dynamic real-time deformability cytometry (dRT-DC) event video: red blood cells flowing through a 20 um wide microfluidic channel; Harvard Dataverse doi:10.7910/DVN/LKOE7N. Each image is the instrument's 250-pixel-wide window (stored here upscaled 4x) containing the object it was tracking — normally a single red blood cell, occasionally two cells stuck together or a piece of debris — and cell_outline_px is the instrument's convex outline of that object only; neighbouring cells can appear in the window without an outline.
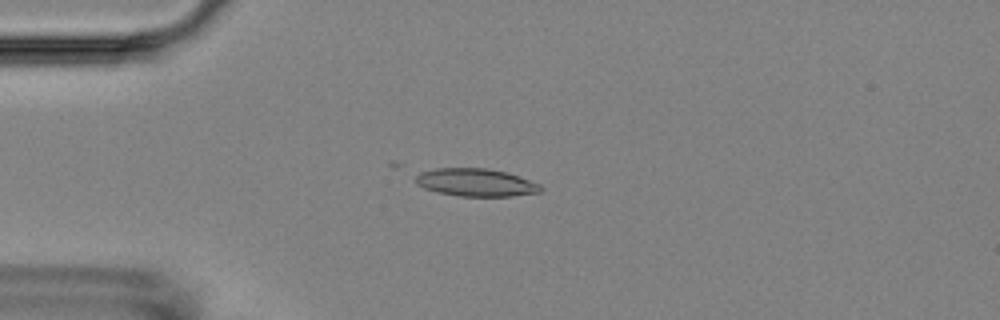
{"species": "Egyptian fruit bat (a non-hibernating species)", "species_latin": "Rousettus aegyptiacus", "temperature_condition": "room temperature", "stored_images_in_passage": 9, "camera_frame_rate_fps": 3000, "um_per_image_px": 0.085, "animal": {"sex": "female"}, "frame": {"image": 1, "passage_image": 2, "time_ms": 1.333, "image_size_px": [1000, 320], "cell_outline_px": [[544, 188], [540, 192], [512, 196], [460, 196], [440, 192], [424, 188], [416, 184], [416, 176], [420, 172], [436, 168], [488, 168], [508, 172], [520, 176], [540, 184]], "centroid_in_image_um": [40.49, 15.5], "position_along_channel_um": 44.5, "area_um2": 20.29}}
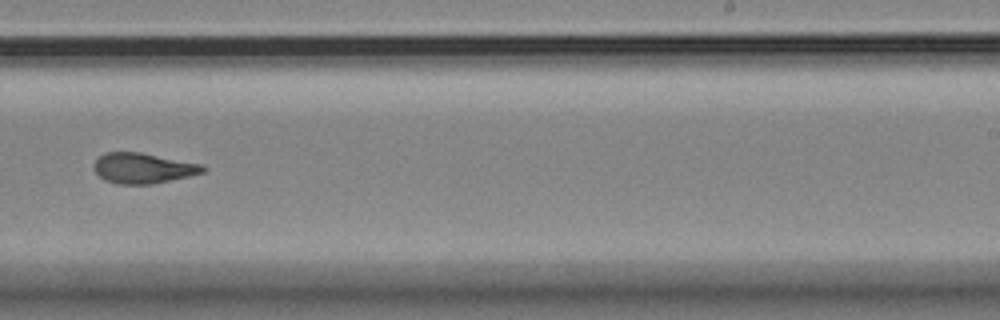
{"frame": {"image": 2, "passage_image": 8, "time_ms": 8.333, "image_size_px": [1000, 320], "cell_outline_px": [[208, 168], [204, 172], [188, 176], [152, 184], [116, 184], [104, 180], [92, 168], [96, 160], [104, 152], [140, 152], [204, 164]], "centroid_in_image_um": [12.17, 14.29], "position_along_channel_um": 276.8, "area_um2": 19.42}}
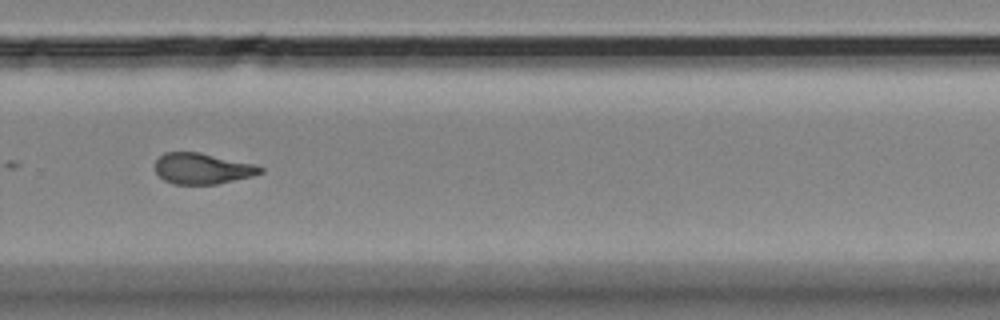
{"frame": {"image": 3, "passage_image": 9, "time_ms": 9.333, "image_size_px": [1000, 320], "cell_outline_px": [[264, 172], [252, 176], [216, 184], [172, 184], [164, 180], [156, 172], [156, 160], [164, 152], [200, 152], [256, 164], [264, 168]], "centroid_in_image_um": [17.22, 14.32], "position_along_channel_um": 312.6, "area_um2": 19.02}}